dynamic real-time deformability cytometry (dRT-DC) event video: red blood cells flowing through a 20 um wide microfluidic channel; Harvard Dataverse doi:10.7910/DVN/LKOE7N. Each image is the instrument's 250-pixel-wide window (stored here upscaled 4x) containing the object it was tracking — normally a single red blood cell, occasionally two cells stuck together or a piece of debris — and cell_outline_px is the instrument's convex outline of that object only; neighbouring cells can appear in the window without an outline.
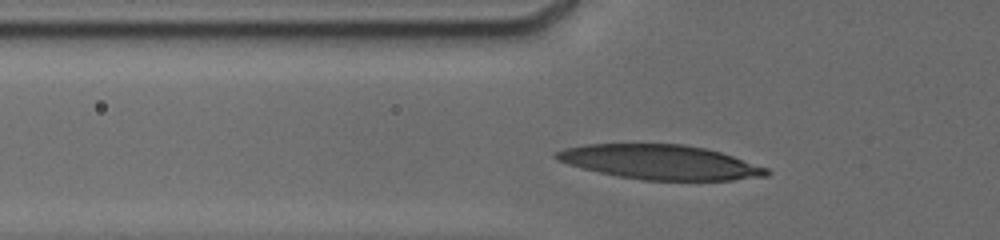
{"species": "human", "species_latin": "Homo sapiens", "temperature_condition": "cold", "stored_images_in_passage": 37, "camera_frame_rate_fps": 3000, "um_per_image_px": 0.085, "donor": {"sex": "male"}, "frame": {"image": 1, "passage_image": 5, "time_ms": 1.333, "image_size_px": [1000, 240], "cell_outline_px": [[772, 172], [768, 176], [732, 180], [644, 180], [620, 176], [600, 172], [568, 164], [556, 160], [552, 156], [552, 152], [564, 148], [584, 144], [684, 144], [704, 148], [720, 152], [768, 168]], "centroid_in_image_um": [56.1, 13.77], "position_along_channel_um": 69.7, "area_um2": 42.25}}
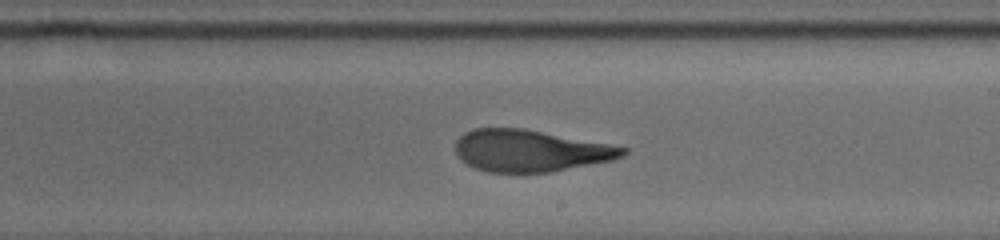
{"frame": {"image": 2, "passage_image": 23, "time_ms": 6.0, "image_size_px": [1000, 240], "cell_outline_px": [[628, 152], [624, 156], [612, 160], [552, 172], [488, 172], [476, 168], [460, 160], [456, 152], [456, 140], [464, 132], [476, 128], [524, 128], [608, 144], [628, 148]], "centroid_in_image_um": [45.07, 12.81], "position_along_channel_um": 243.9, "area_um2": 40.69}}
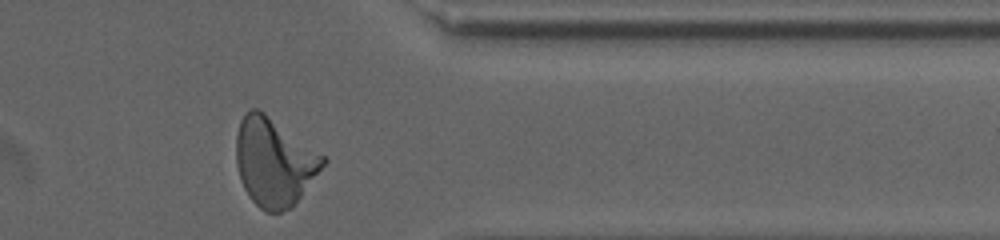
{"frame": {"image": 3, "passage_image": 36, "time_ms": 10.0, "image_size_px": [1000, 240], "cell_outline_px": [[328, 160], [292, 208], [280, 212], [268, 212], [260, 208], [248, 196], [240, 180], [236, 164], [236, 136], [240, 120], [244, 112], [252, 108], [256, 108], [264, 112], [324, 156]], "centroid_in_image_um": [23.27, 13.78], "position_along_channel_um": 388.1, "area_um2": 44.39}, "authors_computed_cell_mechanics": {"area_um2": 42.0784, "velocity_mm_per_s": 3.7936, "shape_relaxation_time_tau1_ms": 7.9148, "shape_relaxation_time_tau2_ms": 1.8695, "deformation_change_tau1": 0.282, "deformation_change_tau2": 0.1062}}